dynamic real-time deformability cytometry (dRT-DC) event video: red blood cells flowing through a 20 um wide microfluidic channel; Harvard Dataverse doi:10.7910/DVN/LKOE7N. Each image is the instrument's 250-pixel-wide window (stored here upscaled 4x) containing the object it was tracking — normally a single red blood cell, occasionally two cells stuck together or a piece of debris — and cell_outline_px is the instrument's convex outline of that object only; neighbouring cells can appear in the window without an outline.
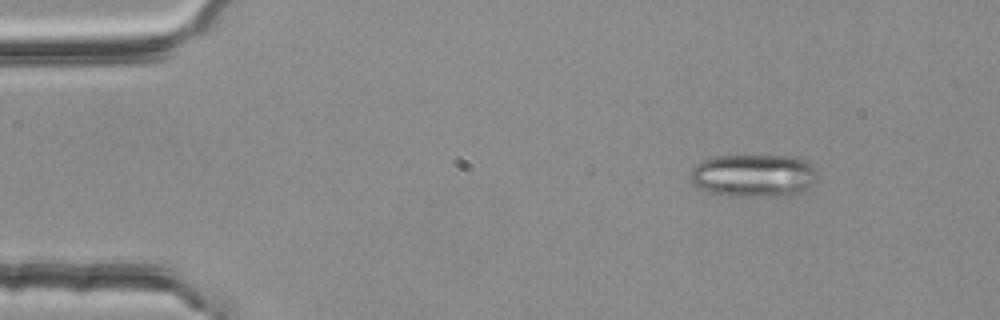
{"species": "common noctule bat (a hibernating species)", "species_latin": "Nyctalus noctula", "temperature_condition": "room temperature", "stored_images_in_passage": 3, "camera_frame_rate_fps": 3000, "um_per_image_px": 0.085, "animal": {"sex": "female", "body_mass_g": 25.1}, "frame": {"image": 1, "passage_image": 1, "time_ms": 0.0, "image_size_px": [1000, 320], "cell_outline_px": [[820, 176], [804, 192], [776, 196], [724, 196], [696, 188], [692, 184], [688, 176], [692, 168], [696, 164], [712, 156], [800, 156], [812, 164], [820, 172]], "centroid_in_image_um": [64.08, 14.92], "position_along_channel_um": 20.9, "area_um2": 32.54}}